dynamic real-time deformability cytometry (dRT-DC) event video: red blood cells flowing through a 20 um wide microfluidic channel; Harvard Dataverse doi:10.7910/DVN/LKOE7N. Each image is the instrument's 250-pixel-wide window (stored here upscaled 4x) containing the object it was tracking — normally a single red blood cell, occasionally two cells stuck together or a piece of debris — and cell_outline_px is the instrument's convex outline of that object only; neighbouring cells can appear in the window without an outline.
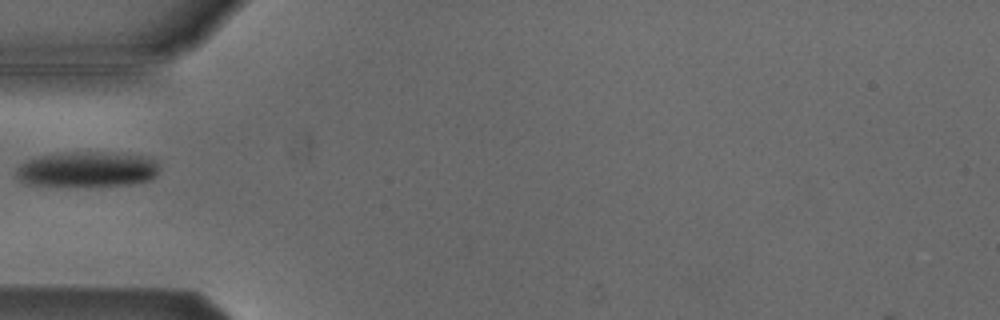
{"species": "Egyptian fruit bat (a non-hibernating species)", "species_latin": "Rousettus aegyptiacus", "temperature_condition": "cold", "stored_images_in_passage": 37, "camera_frame_rate_fps": 3000, "um_per_image_px": 0.085, "animal": {"sex": "male"}, "frame": {"image": 1, "passage_image": 1, "time_ms": 0.0, "image_size_px": [1000, 320], "cell_outline_px": [[160, 168], [156, 176], [152, 180], [132, 184], [28, 184], [20, 180], [16, 176], [16, 168], [20, 164], [28, 160], [40, 156], [72, 152], [100, 152], [144, 156], [156, 160]], "centroid_in_image_um": [7.47, 14.37], "position_along_channel_um": 77.5, "area_um2": 28.73}}
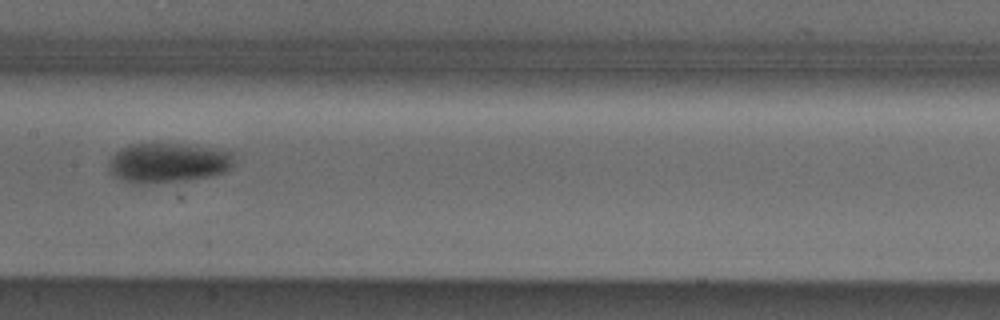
{"frame": {"image": 2, "passage_image": 10, "time_ms": 3.0, "image_size_px": [1000, 320], "cell_outline_px": [[232, 164], [224, 172], [208, 176], [184, 180], [140, 184], [136, 184], [124, 180], [108, 172], [108, 160], [120, 148], [132, 144], [188, 144], [212, 148], [232, 152]], "centroid_in_image_um": [14.22, 13.83], "position_along_channel_um": 193.2, "area_um2": 28.73}}
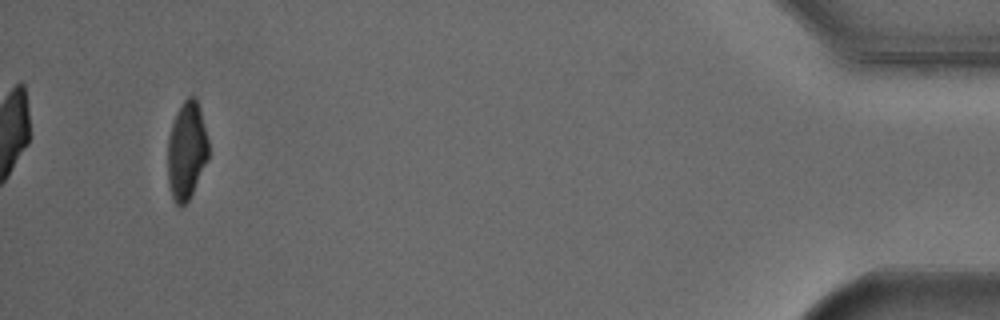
{"frame": {"image": 3, "passage_image": 34, "time_ms": 11.0, "image_size_px": [1000, 320], "cell_outline_px": [[208, 160], [188, 200], [180, 208], [172, 200], [168, 184], [168, 140], [172, 124], [176, 112], [184, 100], [188, 96], [196, 96], [200, 108], [208, 140]], "centroid_in_image_um": [15.86, 12.8], "position_along_channel_um": 419.3, "area_um2": 23.29}}